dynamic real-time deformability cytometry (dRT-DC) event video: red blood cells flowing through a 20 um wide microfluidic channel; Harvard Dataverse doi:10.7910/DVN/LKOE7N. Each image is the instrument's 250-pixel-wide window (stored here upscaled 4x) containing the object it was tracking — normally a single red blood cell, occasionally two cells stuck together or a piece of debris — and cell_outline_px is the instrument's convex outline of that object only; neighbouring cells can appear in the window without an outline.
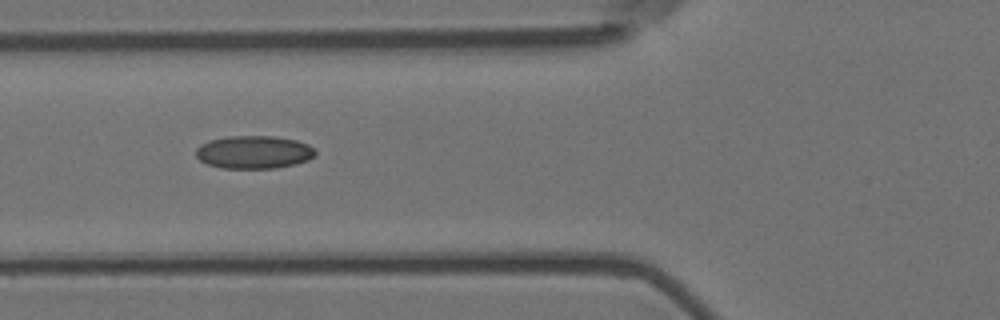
{"species": "Egyptian fruit bat (a non-hibernating species)", "species_latin": "Rousettus aegyptiacus", "temperature_condition": "room temperature", "stored_images_in_passage": 7, "camera_frame_rate_fps": 3000, "um_per_image_px": 0.085, "animal": {"sex": "female"}, "frame": {"image": 1, "passage_image": 7, "time_ms": 2.0, "image_size_px": [1000, 320], "cell_outline_px": [[316, 156], [308, 160], [276, 168], [220, 168], [208, 164], [200, 160], [196, 156], [196, 148], [200, 144], [208, 140], [228, 136], [276, 136], [296, 140], [308, 144], [316, 152]], "centroid_in_image_um": [21.56, 12.92], "position_along_channel_um": 104.2, "area_um2": 23.0}}